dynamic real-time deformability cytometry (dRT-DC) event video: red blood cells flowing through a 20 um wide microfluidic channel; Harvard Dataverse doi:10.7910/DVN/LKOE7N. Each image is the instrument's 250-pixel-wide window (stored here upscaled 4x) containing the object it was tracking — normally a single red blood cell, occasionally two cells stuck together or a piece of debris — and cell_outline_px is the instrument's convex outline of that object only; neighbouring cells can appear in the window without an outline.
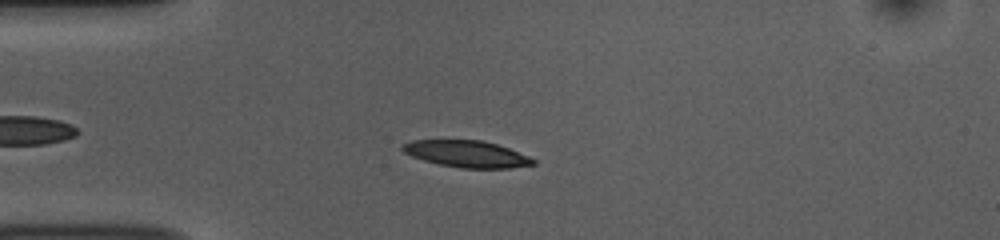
{"species": "common noctule bat (a hibernating species)", "species_latin": "Nyctalus noctula", "temperature_condition": "room temperature", "stored_images_in_passage": 48, "camera_frame_rate_fps": 3000, "um_per_image_px": 0.085, "animal": {"sex": "female", "body_mass_g": 10.0, "forearm_length_mm": 53.1}, "frame": {"image": 1, "passage_image": 8, "time_ms": 2.333, "image_size_px": [1000, 240], "cell_outline_px": [[536, 164], [508, 168], [460, 168], [440, 164], [424, 160], [412, 156], [404, 152], [400, 148], [400, 144], [412, 140], [484, 140], [508, 148], [528, 156], [536, 160]], "centroid_in_image_um": [39.65, 13.07], "position_along_channel_um": 45.4, "area_um2": 20.29}}
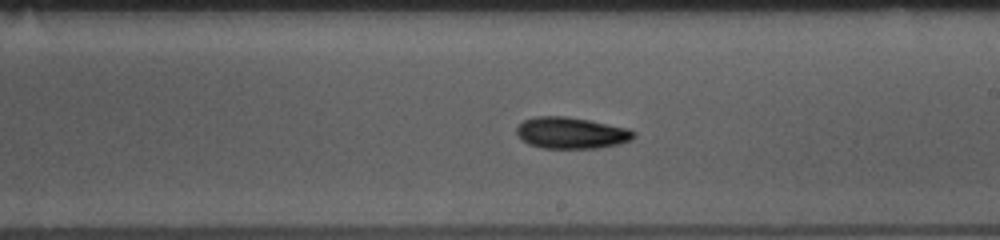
{"frame": {"image": 2, "passage_image": 25, "time_ms": 8.0, "image_size_px": [1000, 240], "cell_outline_px": [[636, 136], [632, 140], [620, 144], [596, 148], [540, 148], [528, 144], [516, 132], [516, 128], [524, 120], [536, 116], [564, 116], [588, 120], [628, 128], [636, 132]], "centroid_in_image_um": [48.59, 11.3], "position_along_channel_um": 240.4, "area_um2": 21.44}}
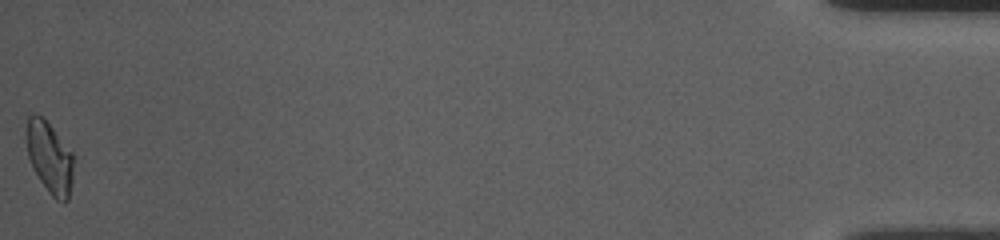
{"frame": {"image": 3, "passage_image": 48, "time_ms": 15.667, "image_size_px": [1000, 240], "cell_outline_px": [[72, 184], [68, 200], [64, 204], [56, 200], [48, 192], [32, 168], [28, 156], [28, 116], [40, 116], [52, 128], [72, 152]], "centroid_in_image_um": [4.25, 13.49], "position_along_channel_um": 431.0, "area_um2": 19.02}, "authors_computed_cell_mechanics": {"area_um2": 20.4901, "velocity_mm_per_s": 3.7397, "shape_relaxation_time_tau1_ms": 2.828, "shape_relaxation_time_tau2_ms": null, "deformation_change_tau1": 0.1062, "deformation_change_tau2": null}}